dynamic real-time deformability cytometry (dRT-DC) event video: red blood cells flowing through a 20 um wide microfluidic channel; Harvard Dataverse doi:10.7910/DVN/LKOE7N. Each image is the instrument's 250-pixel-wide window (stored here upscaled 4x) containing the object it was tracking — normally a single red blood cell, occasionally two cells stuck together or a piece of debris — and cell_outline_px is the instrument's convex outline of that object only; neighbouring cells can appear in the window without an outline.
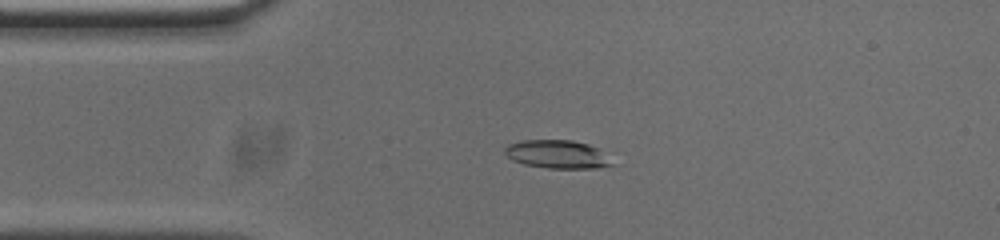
{"species": "common noctule bat (a hibernating species)", "species_latin": "Nyctalus noctula", "temperature_condition": "cold", "stored_images_in_passage": 53, "camera_frame_rate_fps": 3000, "um_per_image_px": 0.085, "animal": {"sex": "male", "body_mass_g": 20.0, "forearm_length_mm": 53.3}, "frame": {"image": 1, "passage_image": 11, "time_ms": 3.333, "image_size_px": [1000, 240], "cell_outline_px": [[620, 164], [596, 168], [548, 168], [524, 164], [512, 160], [504, 152], [504, 148], [508, 144], [524, 140], [572, 140], [588, 144], [600, 148]], "centroid_in_image_um": [47.48, 13.12], "position_along_channel_um": 37.5, "area_um2": 18.09}}
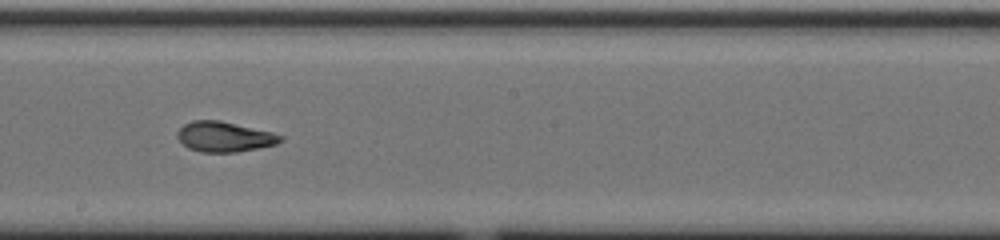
{"frame": {"image": 2, "passage_image": 28, "time_ms": 9.0, "image_size_px": [1000, 240], "cell_outline_px": [[284, 140], [276, 144], [236, 152], [200, 152], [188, 148], [176, 136], [176, 132], [184, 124], [192, 120], [220, 120], [272, 132], [284, 136]], "centroid_in_image_um": [19.07, 11.61], "position_along_channel_um": 229.1, "area_um2": 18.15}}
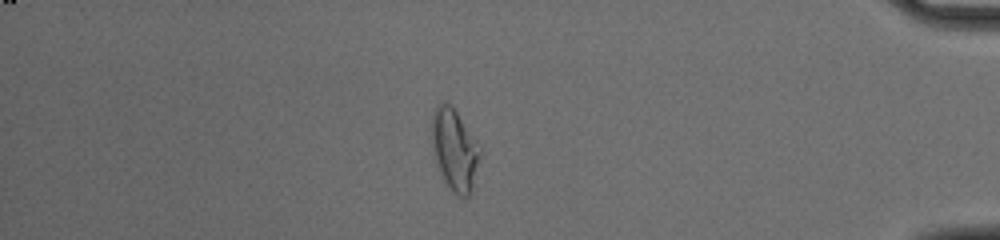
{"frame": {"image": 3, "passage_image": 45, "time_ms": 14.667, "image_size_px": [1000, 240], "cell_outline_px": [[480, 156], [472, 192], [468, 196], [456, 196], [444, 184], [440, 176], [432, 152], [432, 116], [436, 108], [440, 104], [452, 104], [480, 144]], "centroid_in_image_um": [38.64, 12.78], "position_along_channel_um": 396.6, "area_um2": 23.41}, "authors_computed_cell_mechanics": {"area_um2": 18.6116, "velocity_mm_per_s": 3.7516, "shape_relaxation_time_tau1_ms": null, "shape_relaxation_time_tau2_ms": 1.5473, "deformation_change_tau1": null, "deformation_change_tau2": 0.0763}}